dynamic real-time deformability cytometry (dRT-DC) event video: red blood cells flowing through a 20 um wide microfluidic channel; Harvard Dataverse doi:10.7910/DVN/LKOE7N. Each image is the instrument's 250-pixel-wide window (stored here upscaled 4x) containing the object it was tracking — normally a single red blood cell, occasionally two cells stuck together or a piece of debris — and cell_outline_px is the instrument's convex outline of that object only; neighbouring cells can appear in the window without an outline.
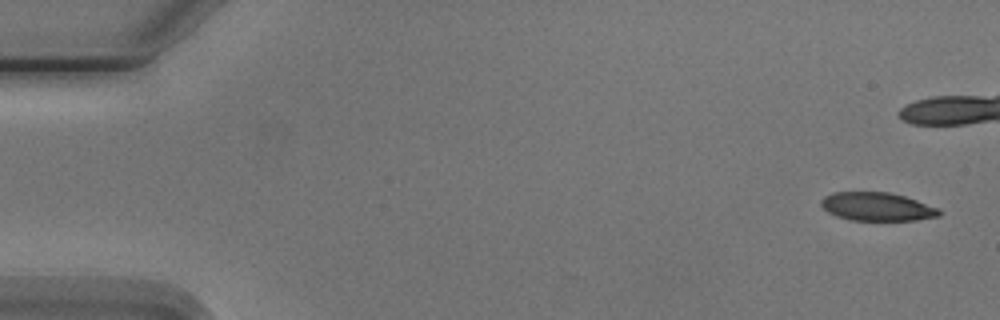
{"species": "Egyptian fruit bat (a non-hibernating species)", "species_latin": "Rousettus aegyptiacus", "temperature_condition": "cold", "stored_images_in_passage": 6, "camera_frame_rate_fps": 3000, "um_per_image_px": 0.085, "animal": {"sex": "male"}, "frame": {"image": 1, "passage_image": 1, "time_ms": 0.0, "image_size_px": [1000, 320], "cell_outline_px": [[940, 216], [916, 220], [848, 220], [836, 216], [828, 212], [820, 204], [820, 200], [824, 196], [836, 192], [888, 192], [904, 196], [940, 208]], "centroid_in_image_um": [74.54, 17.57], "position_along_channel_um": 10.5, "area_um2": 19.54}}